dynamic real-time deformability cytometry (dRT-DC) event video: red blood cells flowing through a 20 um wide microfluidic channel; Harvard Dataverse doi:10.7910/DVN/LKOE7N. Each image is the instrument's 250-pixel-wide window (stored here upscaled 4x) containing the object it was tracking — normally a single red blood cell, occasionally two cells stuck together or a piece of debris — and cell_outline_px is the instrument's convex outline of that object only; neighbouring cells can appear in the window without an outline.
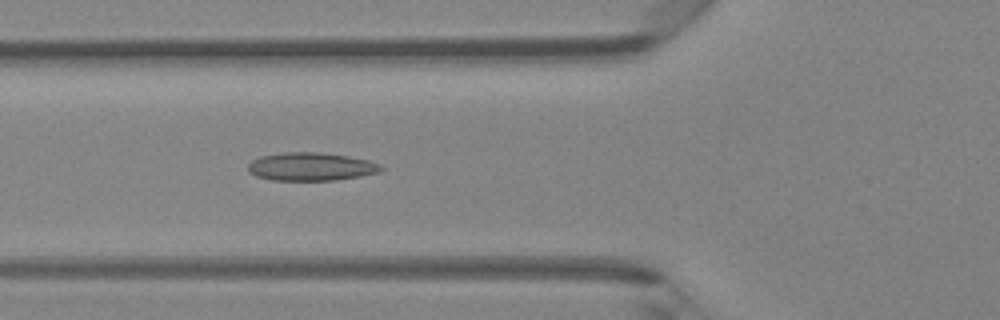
{"species": "Egyptian fruit bat (a non-hibernating species)", "species_latin": "Rousettus aegyptiacus", "temperature_condition": "room temperature", "stored_images_in_passage": 47, "camera_frame_rate_fps": 3000, "um_per_image_px": 0.085, "animal": {"sex": "female"}, "frame": {"image": 1, "passage_image": 17, "time_ms": 5.333, "image_size_px": [1000, 320], "cell_outline_px": [[384, 168], [380, 172], [360, 176], [336, 180], [272, 180], [256, 176], [248, 172], [248, 164], [252, 160], [260, 156], [284, 152], [320, 152], [348, 156], [368, 160], [380, 164]], "centroid_in_image_um": [26.43, 14.16], "position_along_channel_um": 99.4, "area_um2": 21.91}}
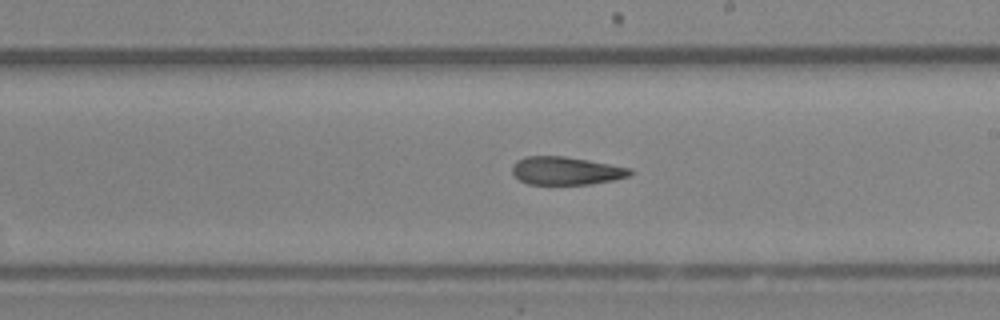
{"frame": {"image": 2, "passage_image": 27, "time_ms": 8.667, "image_size_px": [1000, 320], "cell_outline_px": [[636, 172], [628, 176], [612, 180], [592, 184], [528, 184], [520, 180], [512, 172], [512, 164], [516, 160], [528, 156], [564, 156], [588, 160], [632, 168]], "centroid_in_image_um": [48.13, 14.51], "position_along_channel_um": 240.9, "area_um2": 19.31}}
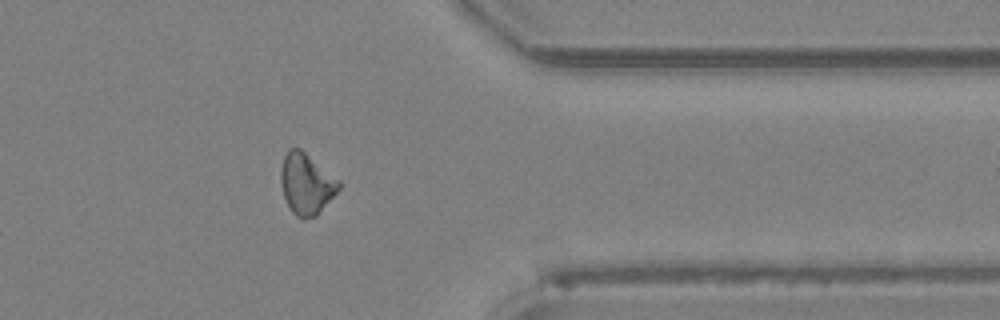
{"frame": {"image": 3, "passage_image": 38, "time_ms": 12.333, "image_size_px": [1000, 320], "cell_outline_px": [[340, 188], [316, 216], [304, 220], [296, 216], [292, 212], [284, 196], [280, 180], [280, 168], [284, 156], [288, 148], [300, 148], [340, 180]], "centroid_in_image_um": [26.03, 15.62], "position_along_channel_um": 385.4, "area_um2": 20.63}, "authors_computed_cell_mechanics": {"area_um2": 20.6346, "velocity_mm_per_s": 4.2557, "shape_relaxation_time_tau1_ms": null, "shape_relaxation_time_tau2_ms": 5.0368, "deformation_change_tau1": null, "deformation_change_tau2": 0.1322}}